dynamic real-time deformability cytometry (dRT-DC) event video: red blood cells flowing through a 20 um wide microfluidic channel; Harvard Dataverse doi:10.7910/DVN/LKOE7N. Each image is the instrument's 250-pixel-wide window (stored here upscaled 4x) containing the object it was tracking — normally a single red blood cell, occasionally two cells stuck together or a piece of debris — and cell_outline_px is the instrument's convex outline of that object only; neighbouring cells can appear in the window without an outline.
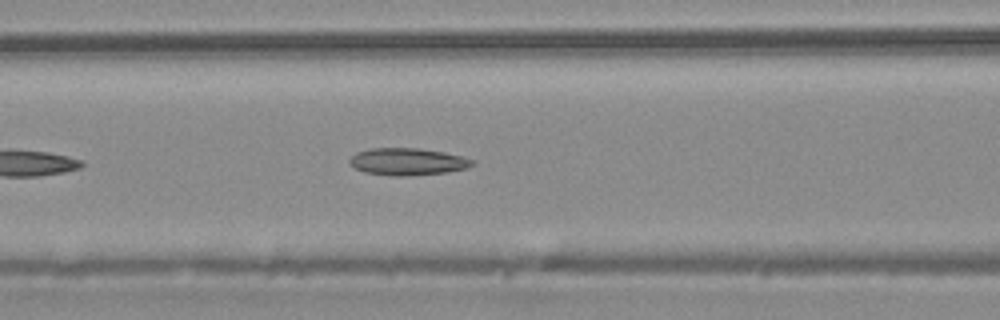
{"species": "common noctule bat (a hibernating species)", "species_latin": "Nyctalus noctula", "temperature_condition": "warm", "stored_images_in_passage": 11, "camera_frame_rate_fps": 3000, "um_per_image_px": 0.085, "animal": {"sex": "male", "body_mass_g": 20.4}, "frame": {"image": 1, "passage_image": 8, "time_ms": 2.333, "image_size_px": [1000, 320], "cell_outline_px": [[476, 164], [468, 168], [448, 172], [404, 176], [392, 176], [364, 172], [348, 164], [348, 160], [356, 152], [372, 148], [416, 148], [444, 152], [476, 160]], "centroid_in_image_um": [34.66, 13.74], "position_along_channel_um": 131.9, "area_um2": 19.54}}